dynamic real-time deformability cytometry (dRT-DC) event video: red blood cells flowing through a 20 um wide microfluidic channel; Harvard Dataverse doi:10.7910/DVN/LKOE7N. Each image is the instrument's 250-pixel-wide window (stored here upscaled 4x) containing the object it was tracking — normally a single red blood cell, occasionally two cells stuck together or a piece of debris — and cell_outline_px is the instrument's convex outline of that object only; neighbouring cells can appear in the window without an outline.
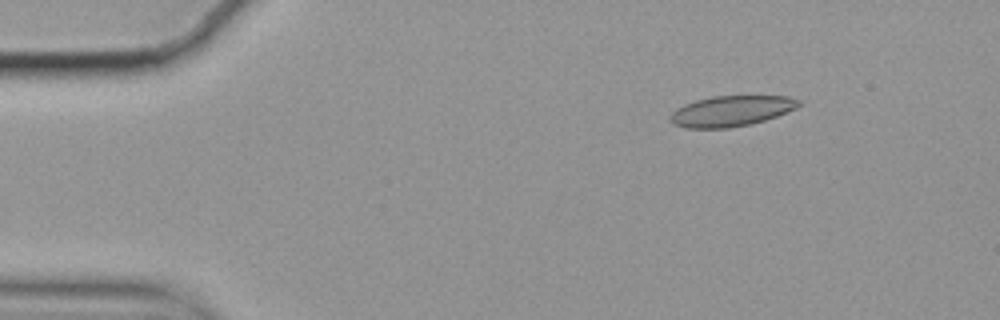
{"species": "common noctule bat (a hibernating species)", "species_latin": "Nyctalus noctula", "temperature_condition": "cold", "stored_images_in_passage": 50, "camera_frame_rate_fps": 3000, "um_per_image_px": 0.085, "animal": {"sex": "female", "body_mass_g": 19.9}, "frame": {"image": 1, "passage_image": 1, "time_ms": 0.0, "image_size_px": [1000, 320], "cell_outline_px": [[804, 104], [796, 108], [776, 116], [752, 124], [728, 128], [684, 128], [668, 120], [668, 116], [676, 108], [684, 104], [696, 100], [712, 96], [788, 96], [804, 100]], "centroid_in_image_um": [62.18, 9.43], "position_along_channel_um": 22.8, "area_um2": 23.18}}
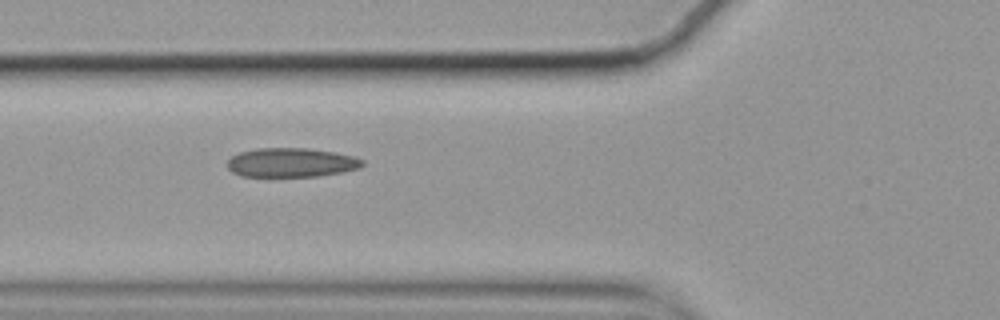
{"frame": {"image": 2, "passage_image": 14, "time_ms": 4.333, "image_size_px": [1000, 320], "cell_outline_px": [[364, 164], [360, 168], [344, 172], [316, 176], [240, 176], [232, 172], [228, 168], [228, 160], [232, 156], [240, 152], [256, 148], [308, 148], [336, 152], [356, 156], [364, 160]], "centroid_in_image_um": [24.8, 13.81], "position_along_channel_um": 101.0, "area_um2": 23.12}}
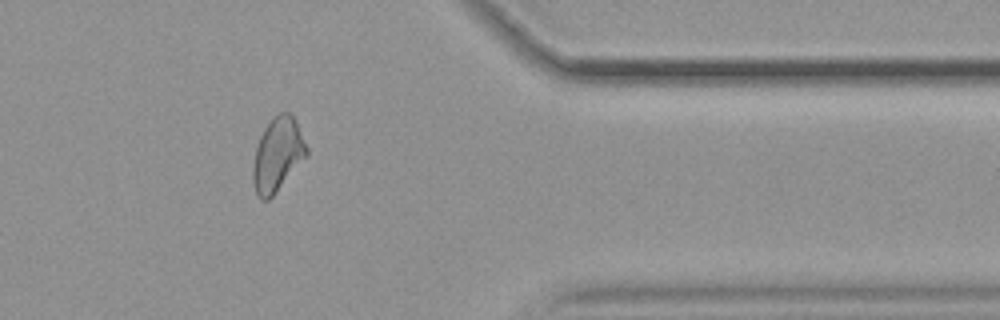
{"frame": {"image": 3, "passage_image": 40, "time_ms": 13.0, "image_size_px": [1000, 320], "cell_outline_px": [[308, 156], [276, 192], [268, 200], [260, 200], [256, 196], [252, 180], [252, 168], [256, 148], [260, 136], [264, 128], [280, 112], [292, 112], [296, 120], [308, 148]], "centroid_in_image_um": [23.6, 13.16], "position_along_channel_um": 387.8, "area_um2": 23.24}, "authors_computed_cell_mechanics": {"area_um2": 23.1778, "velocity_mm_per_s": 3.5228, "shape_relaxation_time_tau1_ms": null, "shape_relaxation_time_tau2_ms": 2.0468, "deformation_change_tau1": null, "deformation_change_tau2": 0.0946}}